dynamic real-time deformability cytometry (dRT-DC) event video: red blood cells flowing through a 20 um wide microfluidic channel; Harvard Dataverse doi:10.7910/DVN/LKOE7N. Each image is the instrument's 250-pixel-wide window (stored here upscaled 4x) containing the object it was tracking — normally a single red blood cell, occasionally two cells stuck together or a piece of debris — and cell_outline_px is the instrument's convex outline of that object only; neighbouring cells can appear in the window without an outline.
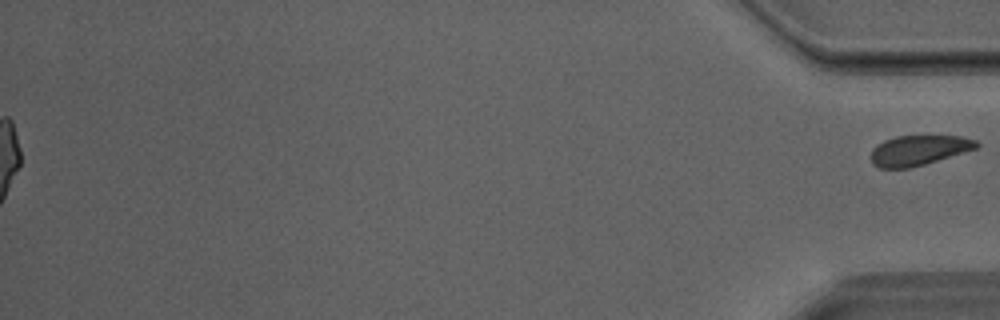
{"species": "Egyptian fruit bat (a non-hibernating species)", "species_latin": "Rousettus aegyptiacus", "temperature_condition": "room temperature", "stored_images_in_passage": 31, "segment_of_instrument_passage": [2, 2], "camera_frame_rate_fps": 3000, "um_per_image_px": 0.085, "animal": {"sex": "male"}, "frame": {"image": 1, "passage_image": 31, "time_ms": 10.0, "image_size_px": [1000, 320], "cell_outline_px": [[980, 148], [924, 164], [908, 168], [880, 168], [872, 164], [872, 148], [884, 140], [896, 136], [964, 136], [976, 140], [980, 144]], "centroid_in_image_um": [78.14, 12.76], "position_along_channel_um": 357.1, "area_um2": 18.55}}